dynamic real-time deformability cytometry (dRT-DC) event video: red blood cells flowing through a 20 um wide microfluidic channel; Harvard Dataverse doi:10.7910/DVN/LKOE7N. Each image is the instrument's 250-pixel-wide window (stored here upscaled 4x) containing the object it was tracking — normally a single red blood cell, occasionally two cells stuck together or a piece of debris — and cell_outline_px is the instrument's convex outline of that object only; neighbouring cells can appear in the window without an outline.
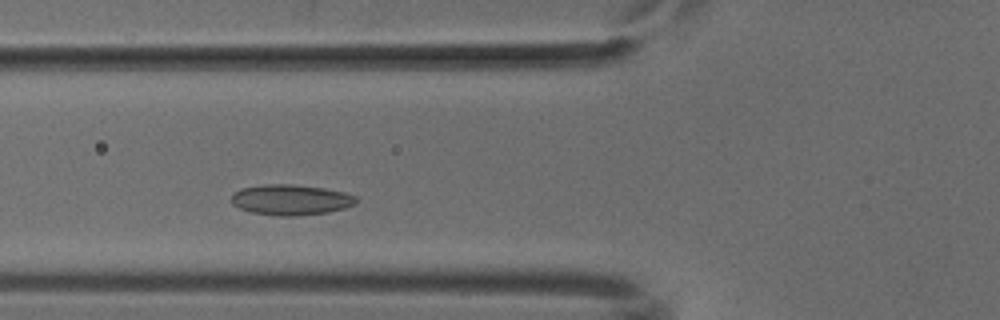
{"species": "common noctule bat (a hibernating species)", "species_latin": "Nyctalus noctula", "temperature_condition": "cold", "stored_images_in_passage": 43, "camera_frame_rate_fps": 3000, "um_per_image_px": 0.085, "animal": {"sex": "male", "body_mass_g": 18.8}, "frame": {"image": 1, "passage_image": 10, "time_ms": 3.0, "image_size_px": [1000, 320], "cell_outline_px": [[360, 200], [356, 204], [344, 208], [328, 212], [296, 216], [276, 216], [252, 212], [240, 208], [232, 204], [232, 196], [240, 188], [264, 184], [292, 184], [324, 188], [344, 192], [356, 196]], "centroid_in_image_um": [24.75, 16.98], "position_along_channel_um": 101.0, "area_um2": 22.31}}
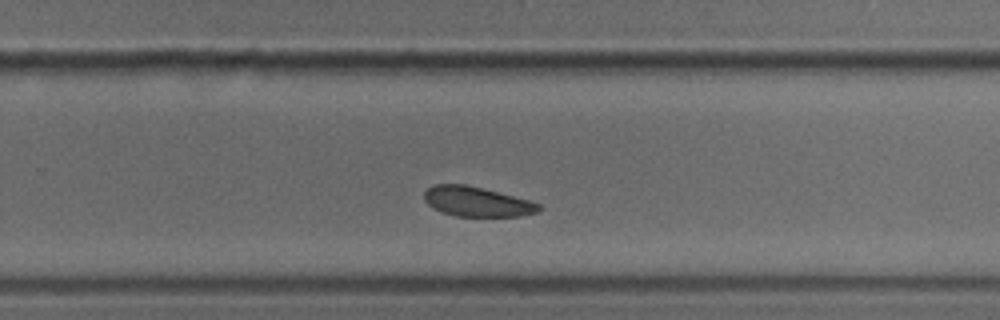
{"frame": {"image": 2, "passage_image": 25, "time_ms": 8.0, "image_size_px": [1000, 320], "cell_outline_px": [[544, 208], [540, 212], [520, 216], [456, 216], [440, 212], [432, 208], [424, 200], [424, 192], [432, 184], [468, 184], [484, 188], [528, 200], [540, 204]], "centroid_in_image_um": [40.53, 17.14], "position_along_channel_um": 289.3, "area_um2": 20.17}}
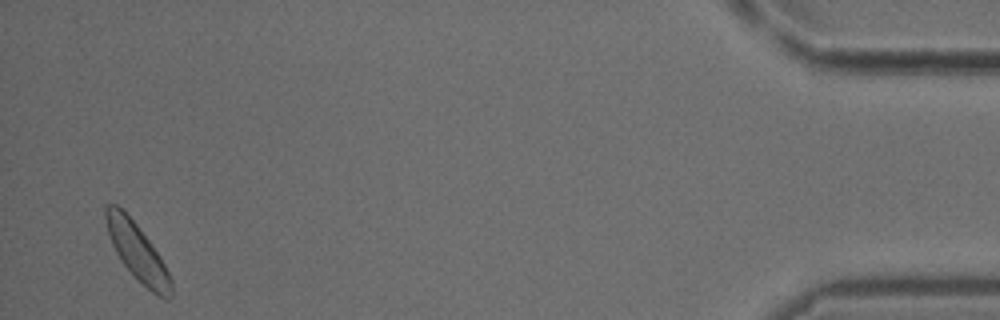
{"frame": {"image": 3, "passage_image": 42, "time_ms": 13.667, "image_size_px": [1000, 320], "cell_outline_px": [[172, 296], [168, 300], [152, 292], [120, 260], [112, 244], [108, 232], [104, 216], [104, 204], [116, 204], [136, 224], [160, 256], [172, 280]], "centroid_in_image_um": [11.67, 21.4], "position_along_channel_um": 423.5, "area_um2": 21.1}}